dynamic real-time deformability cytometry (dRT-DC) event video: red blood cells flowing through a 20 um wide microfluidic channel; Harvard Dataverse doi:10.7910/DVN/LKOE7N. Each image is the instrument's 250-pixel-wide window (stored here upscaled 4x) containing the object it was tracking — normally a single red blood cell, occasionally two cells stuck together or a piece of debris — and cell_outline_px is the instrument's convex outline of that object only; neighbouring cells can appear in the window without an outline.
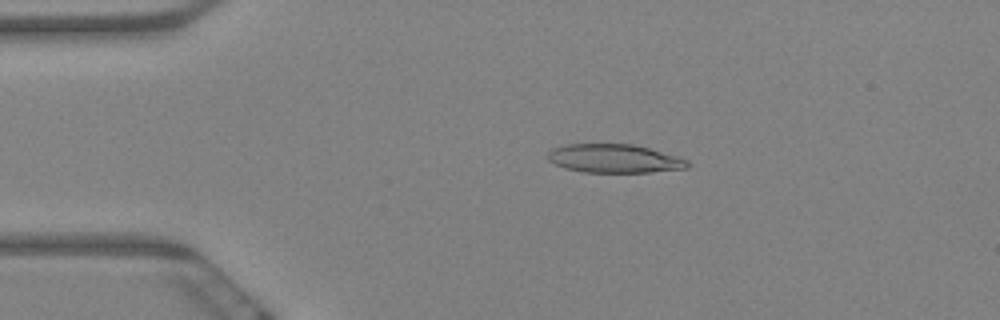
{"species": "Egyptian fruit bat (a non-hibernating species)", "species_latin": "Rousettus aegyptiacus", "temperature_condition": "warm", "stored_images_in_passage": 5, "camera_frame_rate_fps": 3000, "um_per_image_px": 0.085, "animal": {"sex": "female"}, "frame": {"image": 1, "passage_image": 4, "time_ms": 1.0, "image_size_px": [1000, 320], "cell_outline_px": [[692, 164], [688, 168], [648, 172], [584, 172], [564, 168], [548, 160], [548, 152], [552, 148], [568, 144], [632, 144], [648, 148], [676, 156], [688, 160]], "centroid_in_image_um": [52.22, 13.48], "position_along_channel_um": 32.8, "area_um2": 23.18}}